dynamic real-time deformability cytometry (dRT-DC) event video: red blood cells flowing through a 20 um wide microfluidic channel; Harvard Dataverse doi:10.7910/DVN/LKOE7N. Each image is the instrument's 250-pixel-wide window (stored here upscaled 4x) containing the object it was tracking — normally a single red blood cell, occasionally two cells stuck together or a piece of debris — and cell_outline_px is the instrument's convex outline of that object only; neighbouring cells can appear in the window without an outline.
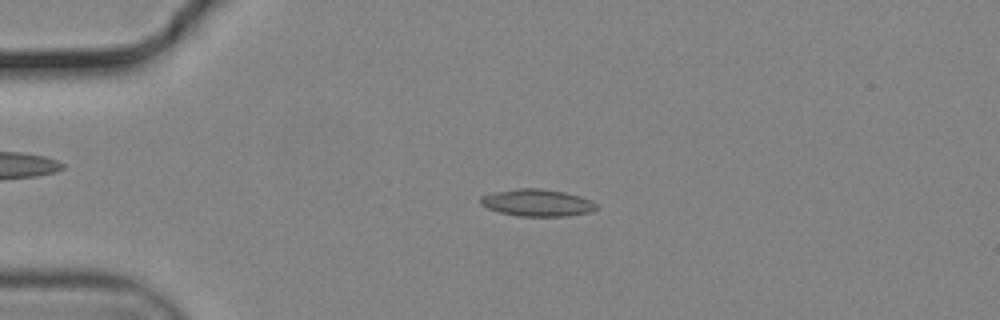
{"species": "common noctule bat (a hibernating species)", "species_latin": "Nyctalus noctula", "temperature_condition": "cold", "stored_images_in_passage": 43, "camera_frame_rate_fps": 3000, "um_per_image_px": 0.085, "animal": {"sex": "male", "body_mass_g": 19.2, "forearm_length_mm": 51.8}, "frame": {"image": 1, "passage_image": 1, "time_ms": 0.0, "image_size_px": [1000, 320], "cell_outline_px": [[596, 208], [588, 212], [564, 216], [520, 216], [500, 212], [488, 208], [480, 204], [480, 196], [492, 192], [516, 188], [540, 188], [564, 192], [580, 196], [592, 200], [596, 204]], "centroid_in_image_um": [45.62, 17.22], "position_along_channel_um": 39.4, "area_um2": 18.21}}
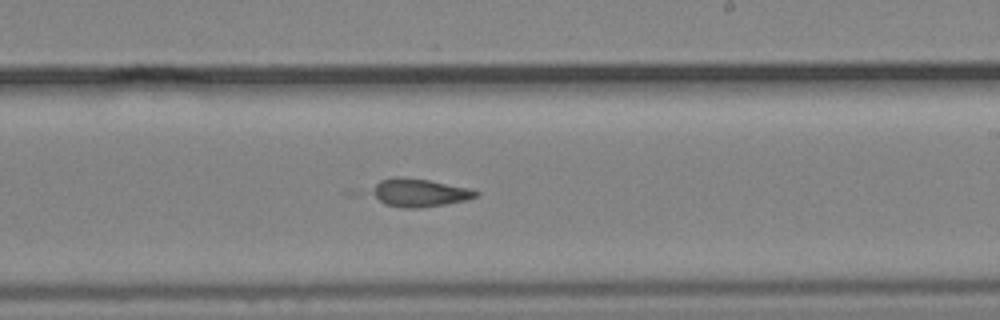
{"frame": {"image": 2, "passage_image": 21, "time_ms": 6.667, "image_size_px": [1000, 320], "cell_outline_px": [[480, 192], [476, 196], [464, 200], [444, 204], [416, 208], [400, 208], [384, 204], [372, 196], [372, 192], [376, 184], [380, 180], [396, 176], [400, 176], [428, 180], [468, 188]], "centroid_in_image_um": [35.58, 16.38], "position_along_channel_um": 253.4, "area_um2": 16.82}}
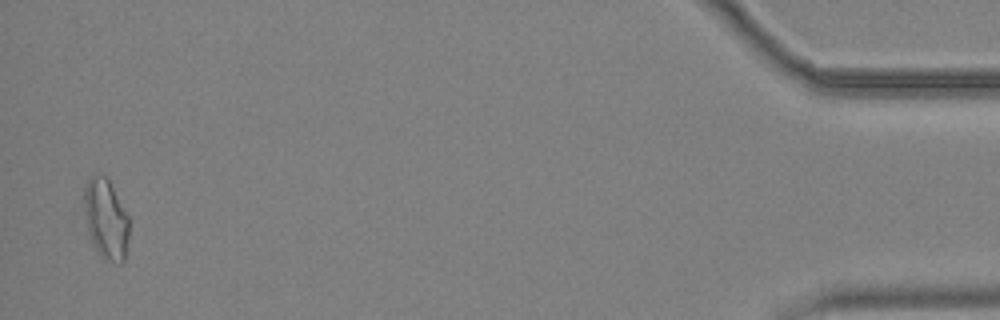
{"frame": {"image": 3, "passage_image": 42, "time_ms": 13.667, "image_size_px": [1000, 320], "cell_outline_px": [[128, 236], [124, 260], [120, 264], [116, 264], [104, 260], [100, 256], [88, 236], [80, 200], [84, 188], [88, 180], [92, 176], [100, 172], [108, 180], [128, 216]], "centroid_in_image_um": [8.93, 18.63], "position_along_channel_um": 426.3, "area_um2": 21.56}, "authors_computed_cell_mechanics": {"area_um2": 17.1666, "velocity_mm_per_s": 3.7228, "shape_relaxation_time_tau1_ms": null, "shape_relaxation_time_tau2_ms": 5.7914, "deformation_change_tau1": null, "deformation_change_tau2": 0.1297}}